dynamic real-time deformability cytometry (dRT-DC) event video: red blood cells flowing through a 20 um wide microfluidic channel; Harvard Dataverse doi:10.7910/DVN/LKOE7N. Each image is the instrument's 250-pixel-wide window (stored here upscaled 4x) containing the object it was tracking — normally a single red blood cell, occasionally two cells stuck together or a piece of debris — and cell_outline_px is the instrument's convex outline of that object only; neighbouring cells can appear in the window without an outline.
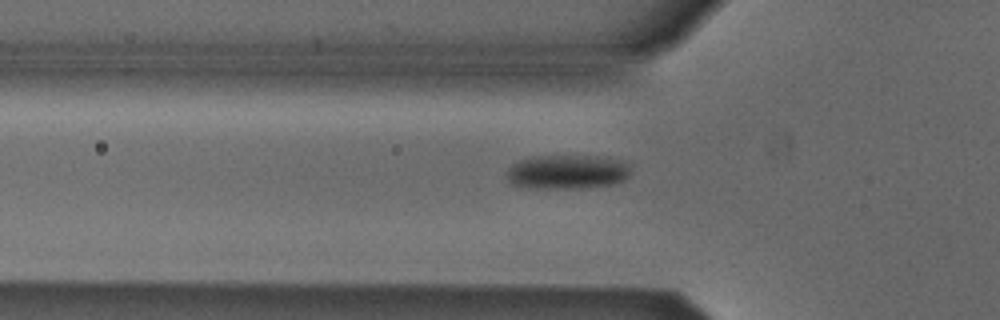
{"species": "Egyptian fruit bat (a non-hibernating species)", "species_latin": "Rousettus aegyptiacus", "temperature_condition": "cold", "stored_images_in_passage": 34, "camera_frame_rate_fps": 3000, "um_per_image_px": 0.085, "animal": {"sex": "male"}, "frame": {"image": 1, "passage_image": 2, "time_ms": 0.333, "image_size_px": [1000, 320], "cell_outline_px": [[632, 164], [628, 176], [624, 180], [612, 184], [572, 188], [528, 188], [512, 184], [508, 180], [508, 168], [512, 164], [520, 160], [532, 156], [608, 156]], "centroid_in_image_um": [48.24, 14.59], "position_along_channel_um": 77.6, "area_um2": 24.85}}
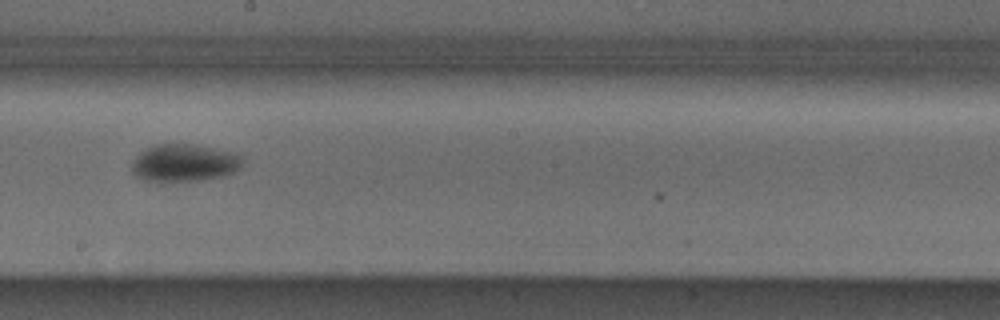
{"frame": {"image": 2, "passage_image": 14, "time_ms": 4.333, "image_size_px": [1000, 320], "cell_outline_px": [[244, 164], [240, 168], [224, 176], [204, 180], [140, 180], [132, 172], [132, 160], [140, 152], [156, 144], [192, 144], [236, 152], [244, 156]], "centroid_in_image_um": [15.71, 13.83], "position_along_channel_um": 232.5, "area_um2": 24.28}}
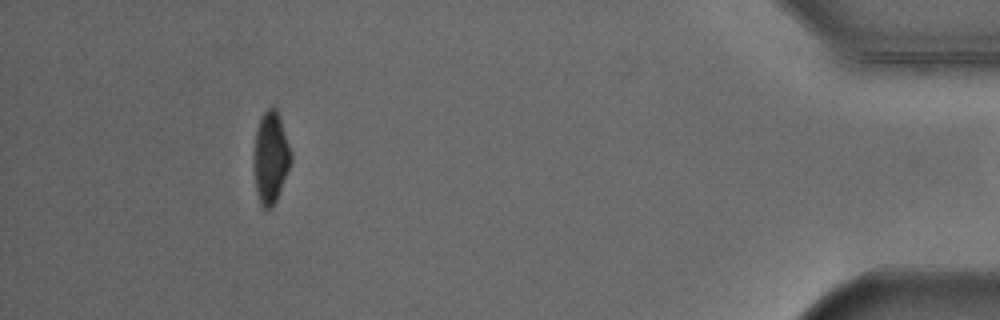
{"frame": {"image": 3, "passage_image": 33, "time_ms": 10.667, "image_size_px": [1000, 320], "cell_outline_px": [[292, 160], [276, 200], [272, 208], [264, 208], [260, 204], [256, 192], [252, 164], [252, 156], [256, 132], [260, 120], [264, 112], [272, 104], [276, 108], [292, 152]], "centroid_in_image_um": [22.98, 13.39], "position_along_channel_um": 412.2, "area_um2": 20.06}}